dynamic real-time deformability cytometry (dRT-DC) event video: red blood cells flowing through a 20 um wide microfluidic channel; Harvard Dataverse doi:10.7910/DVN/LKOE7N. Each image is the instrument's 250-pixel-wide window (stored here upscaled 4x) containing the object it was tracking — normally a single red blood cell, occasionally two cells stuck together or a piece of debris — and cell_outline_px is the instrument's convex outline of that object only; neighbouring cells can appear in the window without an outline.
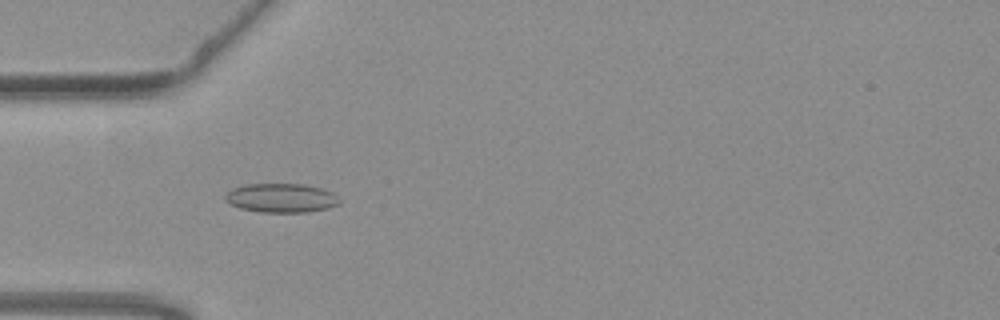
{"species": "common noctule bat (a hibernating species)", "species_latin": "Nyctalus noctula", "temperature_condition": "warm", "stored_images_in_passage": 55, "camera_frame_rate_fps": 3000, "um_per_image_px": 0.085, "animal": {"sex": "female", "body_mass_g": 19.3, "forearm_length_mm": 54.1}, "frame": {"image": 1, "passage_image": 17, "time_ms": 5.333, "image_size_px": [1000, 320], "cell_outline_px": [[340, 204], [328, 208], [308, 212], [260, 212], [240, 208], [224, 200], [224, 196], [232, 188], [244, 184], [304, 184], [320, 188], [332, 192], [340, 200]], "centroid_in_image_um": [23.9, 16.82], "position_along_channel_um": 61.1, "area_um2": 19.36}}
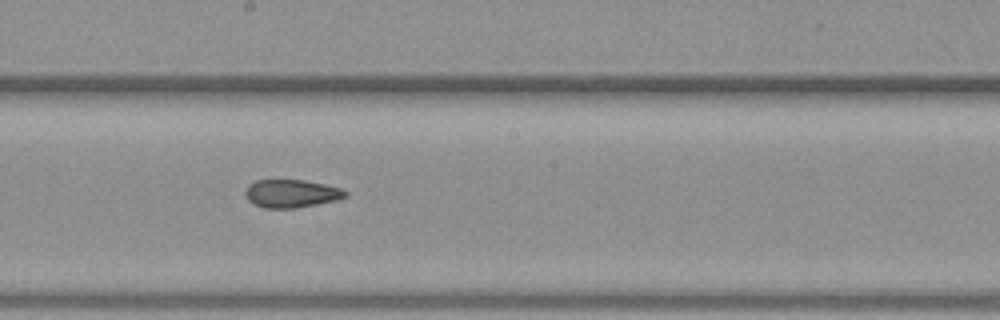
{"frame": {"image": 2, "passage_image": 30, "time_ms": 9.667, "image_size_px": [1000, 320], "cell_outline_px": [[348, 196], [336, 200], [296, 208], [264, 208], [252, 204], [244, 196], [244, 192], [248, 184], [256, 180], [304, 180], [324, 184], [340, 188], [348, 192]], "centroid_in_image_um": [24.72, 16.45], "position_along_channel_um": 223.5, "area_um2": 16.47}}
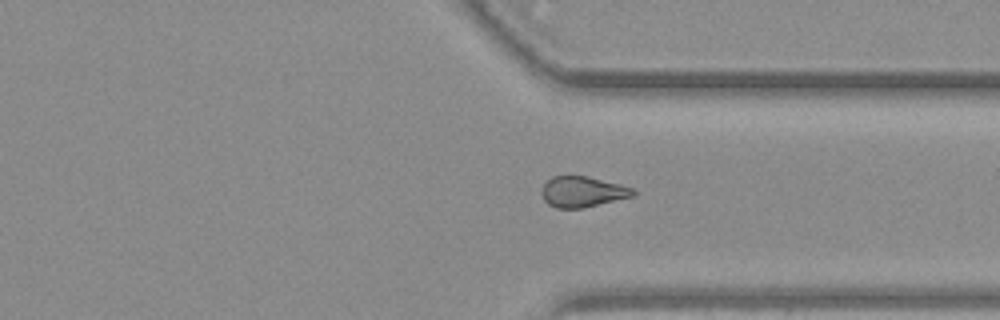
{"frame": {"image": 3, "passage_image": 41, "time_ms": 13.333, "image_size_px": [1000, 320], "cell_outline_px": [[636, 196], [584, 208], [556, 208], [548, 204], [544, 200], [540, 192], [540, 188], [552, 176], [588, 176], [636, 188]], "centroid_in_image_um": [49.55, 16.3], "position_along_channel_um": 361.9, "area_um2": 16.7}, "authors_computed_cell_mechanics": {"area_um2": 17.629, "velocity_mm_per_s": 3.7761, "shape_relaxation_time_tau1_ms": null, "shape_relaxation_time_tau2_ms": 2.014, "deformation_change_tau1": null, "deformation_change_tau2": 0.0947}}